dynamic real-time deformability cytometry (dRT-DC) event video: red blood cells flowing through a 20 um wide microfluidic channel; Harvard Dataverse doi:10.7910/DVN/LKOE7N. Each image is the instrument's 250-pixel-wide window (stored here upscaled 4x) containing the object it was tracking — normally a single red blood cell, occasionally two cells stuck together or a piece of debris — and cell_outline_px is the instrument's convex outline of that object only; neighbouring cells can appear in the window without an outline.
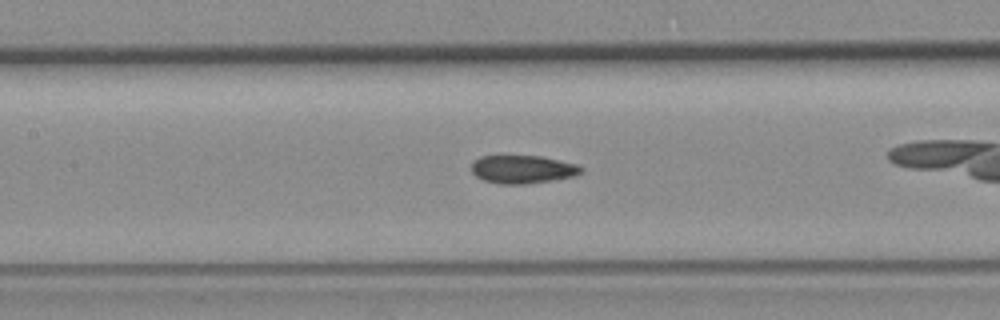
{"species": "common noctule bat (a hibernating species)", "species_latin": "Nyctalus noctula", "temperature_condition": "room temperature", "stored_images_in_passage": 33, "camera_frame_rate_fps": 3000, "um_per_image_px": 0.085, "animal": {"sex": "female", "body_mass_g": 19.3, "forearm_length_mm": 54.1}, "frame": {"image": 1, "passage_image": 12, "time_ms": 3.667, "image_size_px": [1000, 320], "cell_outline_px": [[584, 172], [572, 176], [552, 180], [524, 184], [496, 184], [484, 180], [476, 176], [472, 172], [472, 164], [480, 156], [540, 156], [576, 164], [584, 168]], "centroid_in_image_um": [44.42, 14.4], "position_along_channel_um": 163.0, "area_um2": 17.86}}
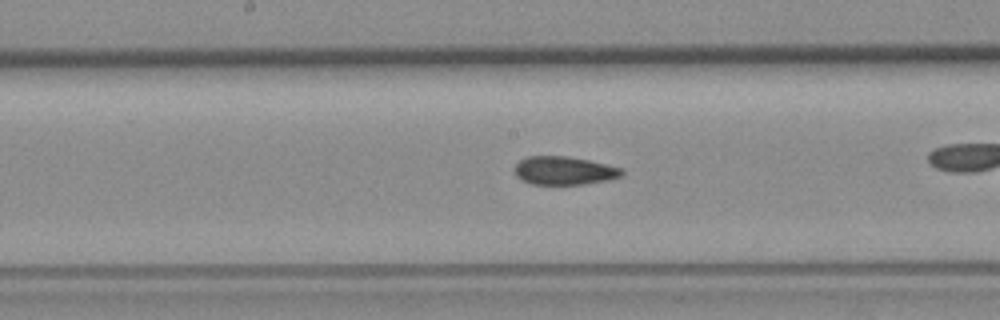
{"frame": {"image": 2, "passage_image": 15, "time_ms": 4.667, "image_size_px": [1000, 320], "cell_outline_px": [[624, 172], [620, 176], [612, 180], [584, 184], [532, 184], [520, 180], [516, 176], [512, 168], [520, 160], [528, 156], [568, 156], [588, 160], [620, 168]], "centroid_in_image_um": [47.9, 14.51], "position_along_channel_um": 200.3, "area_um2": 17.8}}